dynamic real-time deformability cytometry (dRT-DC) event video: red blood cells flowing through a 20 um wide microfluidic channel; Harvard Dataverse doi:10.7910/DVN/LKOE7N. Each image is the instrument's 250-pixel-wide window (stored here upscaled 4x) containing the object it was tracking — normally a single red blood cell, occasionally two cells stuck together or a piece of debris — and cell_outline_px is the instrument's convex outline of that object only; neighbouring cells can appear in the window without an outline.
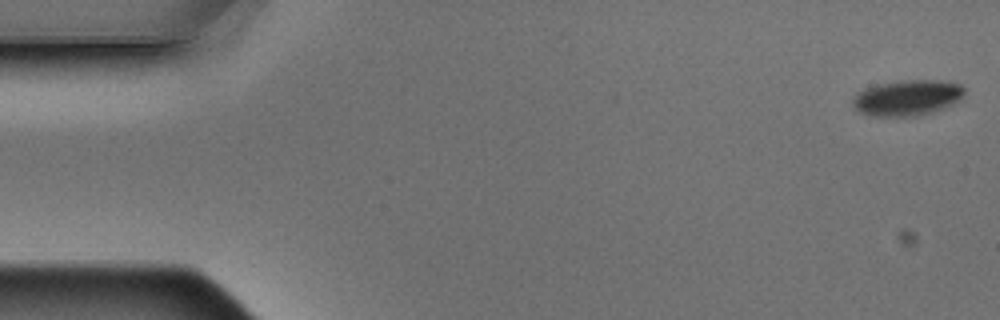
{"species": "Egyptian fruit bat (a non-hibernating species)", "species_latin": "Rousettus aegyptiacus", "temperature_condition": "warm", "stored_images_in_passage": 5, "camera_frame_rate_fps": 3000, "um_per_image_px": 0.085, "animal": {"sex": "male"}, "frame": {"image": 1, "passage_image": 1, "time_ms": 0.0, "image_size_px": [1000, 320], "cell_outline_px": [[964, 96], [960, 100], [944, 108], [932, 112], [916, 116], [872, 116], [860, 112], [852, 104], [852, 100], [856, 92], [864, 88], [880, 84], [908, 80], [936, 80], [960, 84], [964, 88]], "centroid_in_image_um": [77.12, 8.31], "position_along_channel_um": 7.9, "area_um2": 23.18}}
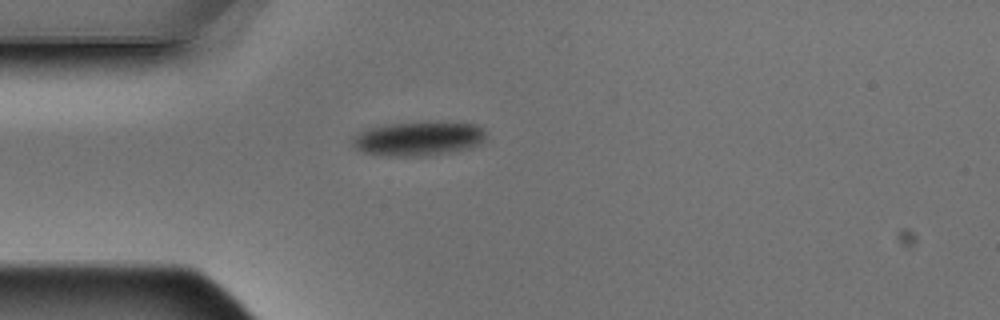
{"frame": {"image": 2, "passage_image": 5, "time_ms": 1.333, "image_size_px": [1000, 320], "cell_outline_px": [[484, 140], [480, 144], [468, 148], [452, 152], [416, 156], [380, 156], [364, 152], [352, 148], [352, 140], [360, 132], [368, 128], [388, 124], [476, 124], [484, 128]], "centroid_in_image_um": [35.51, 11.83], "position_along_channel_um": 49.5, "area_um2": 25.84}}